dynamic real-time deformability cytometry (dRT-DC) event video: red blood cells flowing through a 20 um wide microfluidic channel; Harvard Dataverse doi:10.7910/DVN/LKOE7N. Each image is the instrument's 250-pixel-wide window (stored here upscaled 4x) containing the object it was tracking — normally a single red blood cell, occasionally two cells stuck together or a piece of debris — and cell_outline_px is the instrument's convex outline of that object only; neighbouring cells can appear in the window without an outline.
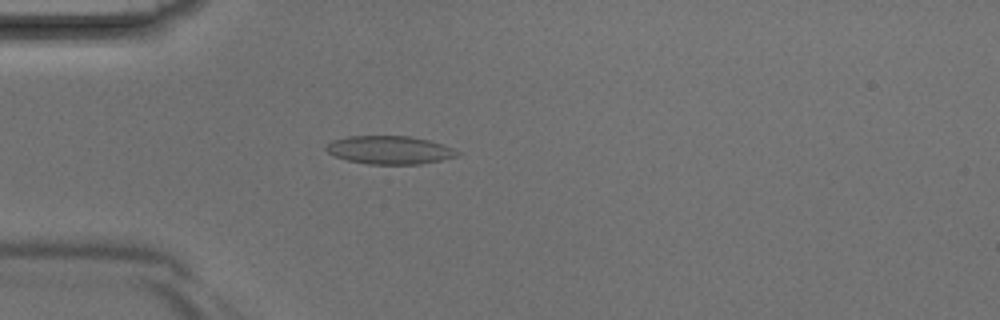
{"species": "Egyptian fruit bat (a non-hibernating species)", "species_latin": "Rousettus aegyptiacus", "temperature_condition": "room temperature", "stored_images_in_passage": 3, "camera_frame_rate_fps": 3000, "um_per_image_px": 0.085, "animal": {"sex": "male"}, "frame": {"image": 1, "passage_image": 3, "time_ms": 0.667, "image_size_px": [1000, 320], "cell_outline_px": [[460, 152], [456, 156], [440, 160], [420, 164], [368, 164], [348, 160], [336, 156], [328, 152], [324, 148], [332, 140], [348, 136], [408, 136], [428, 140], [452, 148]], "centroid_in_image_um": [33.08, 12.75], "position_along_channel_um": 51.9, "area_um2": 21.27}}